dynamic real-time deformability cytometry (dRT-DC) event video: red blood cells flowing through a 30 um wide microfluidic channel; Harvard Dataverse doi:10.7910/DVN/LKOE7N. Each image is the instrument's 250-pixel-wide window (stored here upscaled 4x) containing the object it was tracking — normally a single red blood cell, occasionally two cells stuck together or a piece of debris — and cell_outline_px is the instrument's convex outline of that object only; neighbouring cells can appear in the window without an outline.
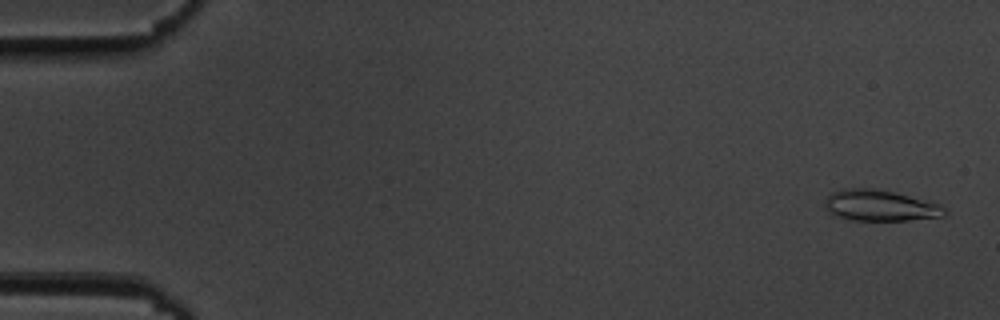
{"species": "common noctule bat (a hibernating species)", "species_latin": "Nyctalus noctula", "temperature_condition": "cold", "stored_images_in_passage": 55, "camera_frame_rate_fps": 3000, "um_per_image_px": 0.085, "animal": {"sex": "male", "body_mass_g": 19.5, "forearm_length_mm": 54.6}, "frame": {"image": 1, "passage_image": 2, "time_ms": 0.333, "image_size_px": [1000, 320], "cell_outline_px": [[948, 212], [944, 216], [908, 220], [852, 220], [832, 216], [824, 208], [824, 200], [832, 192], [844, 188], [876, 188], [940, 204]], "centroid_in_image_um": [74.74, 17.48], "position_along_channel_um": 10.3, "area_um2": 21.73}}
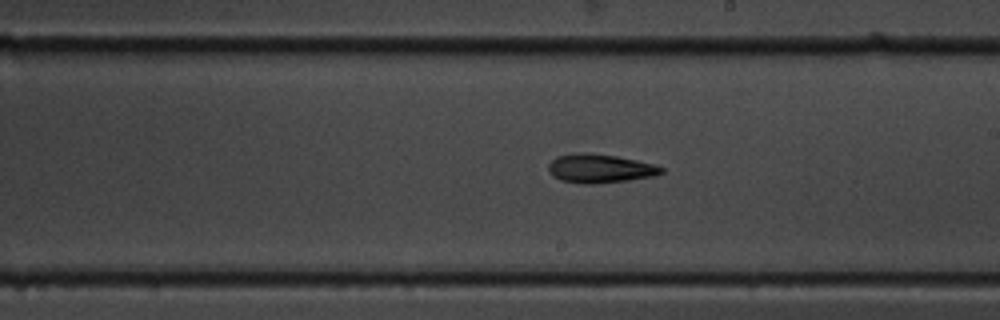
{"frame": {"image": 2, "passage_image": 32, "time_ms": 10.333, "image_size_px": [1000, 320], "cell_outline_px": [[664, 172], [656, 176], [628, 180], [596, 184], [580, 184], [560, 180], [552, 176], [548, 172], [548, 164], [556, 156], [584, 152], [616, 156], [636, 160], [652, 164], [664, 168]], "centroid_in_image_um": [50.97, 14.33], "position_along_channel_um": 238.0, "area_um2": 19.07}}
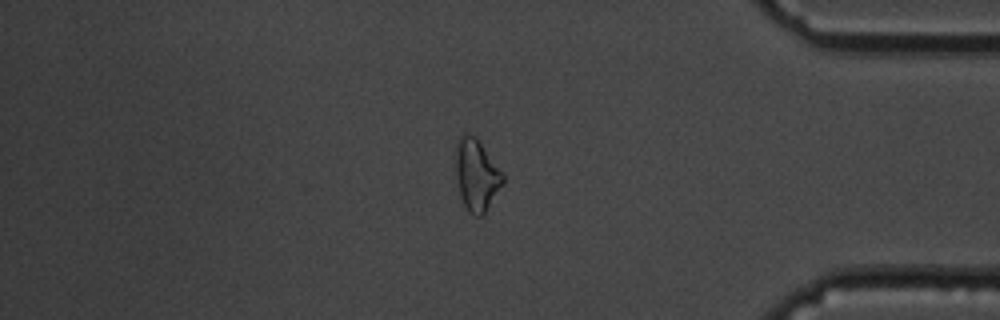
{"frame": {"image": 3, "passage_image": 47, "time_ms": 15.333, "image_size_px": [1000, 320], "cell_outline_px": [[504, 180], [484, 216], [472, 216], [468, 212], [460, 196], [456, 176], [456, 140], [464, 132], [468, 132], [476, 136], [504, 172]], "centroid_in_image_um": [40.51, 14.85], "position_along_channel_um": 394.7, "area_um2": 20.11}, "authors_computed_cell_mechanics": {"area_um2": 19.4208, "velocity_mm_per_s": 3.6244, "shape_relaxation_time_tau1_ms": 4.6983, "shape_relaxation_time_tau2_ms": 7.8871, "deformation_change_tau1": 0.1191, "deformation_change_tau2": 0.1936}}